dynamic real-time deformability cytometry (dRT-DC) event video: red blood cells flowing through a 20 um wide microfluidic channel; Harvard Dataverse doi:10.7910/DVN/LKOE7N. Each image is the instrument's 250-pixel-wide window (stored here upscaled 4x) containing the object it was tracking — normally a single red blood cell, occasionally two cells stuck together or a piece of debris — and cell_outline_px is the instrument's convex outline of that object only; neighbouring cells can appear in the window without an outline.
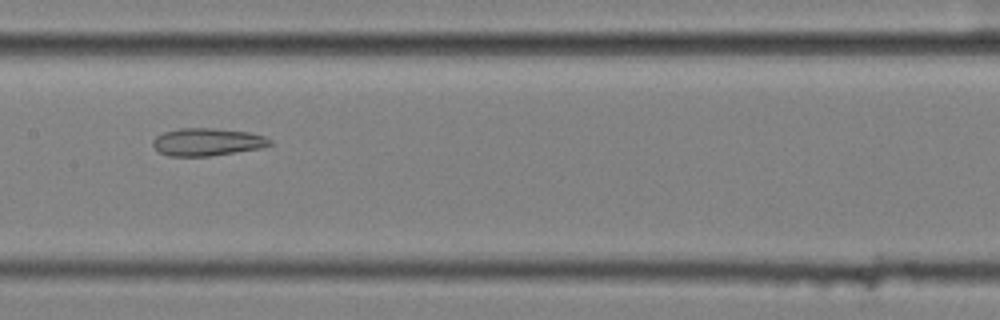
{"species": "common noctule bat (a hibernating species)", "species_latin": "Nyctalus noctula", "temperature_condition": "cold", "stored_images_in_passage": 10, "camera_frame_rate_fps": 3000, "um_per_image_px": 0.085, "animal": {"sex": "female", "body_mass_g": 25.1}, "frame": {"image": 1, "passage_image": 9, "time_ms": 2.667, "image_size_px": [1000, 320], "cell_outline_px": [[272, 144], [260, 148], [236, 152], [208, 156], [168, 156], [160, 152], [152, 144], [152, 140], [156, 136], [164, 132], [180, 128], [212, 128], [248, 132], [264, 136], [272, 140]], "centroid_in_image_um": [17.61, 12.06], "position_along_channel_um": 189.8, "area_um2": 18.73}}
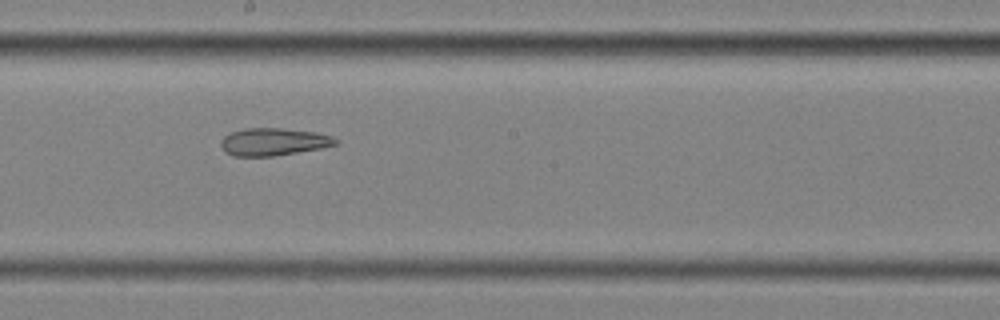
{"frame": {"image": 2, "passage_image": 10, "time_ms": 3.0, "image_size_px": [1000, 320], "cell_outline_px": [[340, 144], [320, 148], [272, 156], [232, 156], [224, 152], [220, 144], [220, 140], [224, 136], [232, 132], [244, 128], [280, 128], [312, 132], [332, 136], [340, 140]], "centroid_in_image_um": [23.23, 12.05], "position_along_channel_um": 225.0, "area_um2": 18.38}}